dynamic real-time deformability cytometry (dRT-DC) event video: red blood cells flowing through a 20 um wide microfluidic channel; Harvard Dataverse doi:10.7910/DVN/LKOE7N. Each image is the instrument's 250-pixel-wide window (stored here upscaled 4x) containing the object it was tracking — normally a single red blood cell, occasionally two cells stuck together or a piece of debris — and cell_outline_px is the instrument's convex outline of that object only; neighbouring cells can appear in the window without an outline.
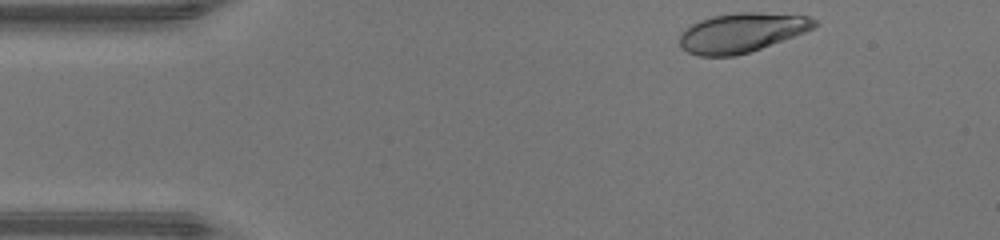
{"species": "human", "species_latin": "Homo sapiens", "temperature_condition": "warm", "stored_images_in_passage": 36, "camera_frame_rate_fps": 3000, "um_per_image_px": 0.085, "donor": {"sex": "male"}, "frame": {"image": 1, "passage_image": 1, "time_ms": 0.0, "image_size_px": [1000, 240], "cell_outline_px": [[820, 24], [816, 28], [760, 48], [736, 56], [700, 56], [688, 52], [680, 48], [680, 32], [692, 24], [700, 20], [712, 16], [732, 12], [760, 12], [808, 16], [816, 20]], "centroid_in_image_um": [63.04, 2.76], "position_along_channel_um": 22.0, "area_um2": 31.04}}
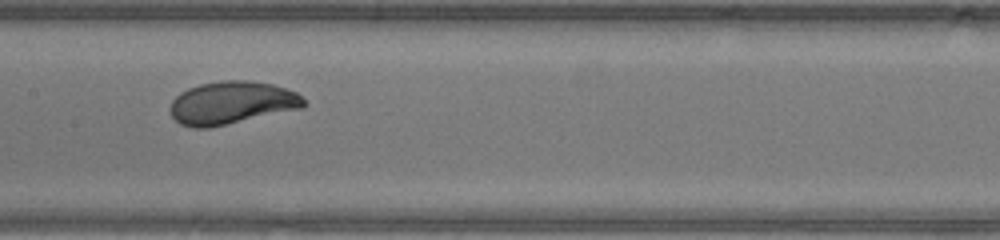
{"frame": {"image": 2, "passage_image": 18, "time_ms": 5.667, "image_size_px": [1000, 240], "cell_outline_px": [[308, 104], [304, 108], [208, 128], [192, 128], [180, 124], [172, 116], [168, 108], [172, 100], [180, 92], [188, 88], [200, 84], [224, 80], [248, 80], [272, 84], [296, 92]], "centroid_in_image_um": [19.68, 8.74], "position_along_channel_um": 187.7, "area_um2": 33.52}}
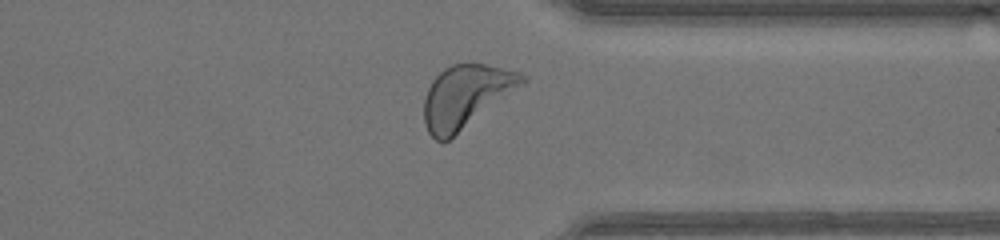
{"frame": {"image": 3, "passage_image": 31, "time_ms": 10.0, "image_size_px": [1000, 240], "cell_outline_px": [[528, 80], [448, 140], [436, 140], [428, 132], [424, 124], [424, 100], [428, 88], [432, 80], [444, 68], [452, 64], [484, 64], [520, 72]], "centroid_in_image_um": [39.56, 8.17], "position_along_channel_um": 371.8, "area_um2": 35.03}, "authors_computed_cell_mechanics": {"area_um2": 32.8015, "velocity_mm_per_s": 4.3458, "shape_relaxation_time_tau1_ms": 3.3239, "shape_relaxation_time_tau2_ms": null, "deformation_change_tau1": 0.1902, "deformation_change_tau2": null}}